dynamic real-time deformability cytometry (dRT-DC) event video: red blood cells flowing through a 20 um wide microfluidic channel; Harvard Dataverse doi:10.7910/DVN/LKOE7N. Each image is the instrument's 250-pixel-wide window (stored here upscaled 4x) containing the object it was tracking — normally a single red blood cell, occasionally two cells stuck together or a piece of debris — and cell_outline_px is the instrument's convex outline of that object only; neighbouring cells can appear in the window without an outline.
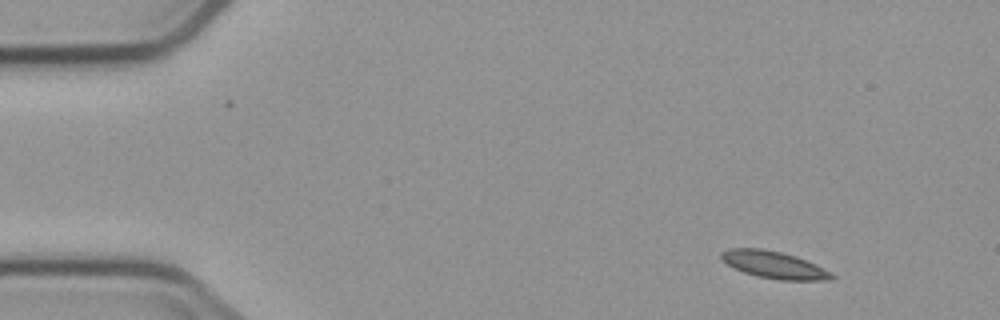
{"species": "common noctule bat (a hibernating species)", "species_latin": "Nyctalus noctula", "temperature_condition": "cold", "stored_images_in_passage": 5, "camera_frame_rate_fps": 3000, "um_per_image_px": 0.085, "animal": {"sex": "male", "body_mass_g": 23.1, "forearm_length_mm": 52.7}, "frame": {"image": 1, "passage_image": 1, "time_ms": 0.0, "image_size_px": [1000, 320], "cell_outline_px": [[836, 280], [780, 280], [756, 276], [744, 272], [720, 260], [720, 252], [728, 248], [764, 248], [796, 256], [816, 264], [832, 272], [836, 276]], "centroid_in_image_um": [65.82, 22.51], "position_along_channel_um": 19.2, "area_um2": 17.69}}
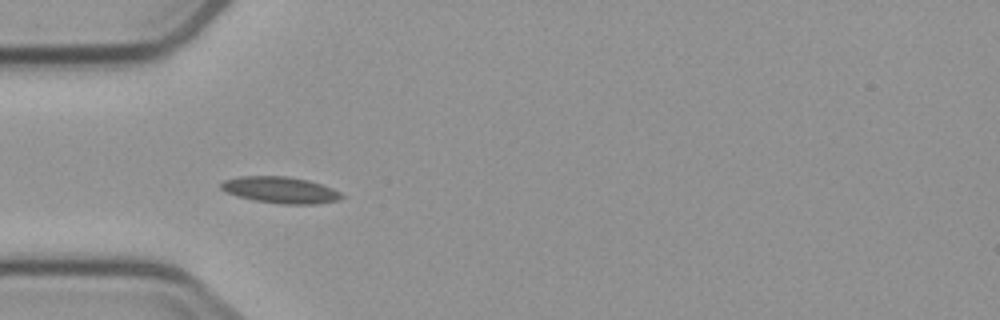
{"frame": {"image": 2, "passage_image": 4, "time_ms": 3.667, "image_size_px": [1000, 320], "cell_outline_px": [[344, 196], [340, 200], [316, 204], [280, 204], [256, 200], [240, 196], [228, 192], [220, 188], [220, 184], [224, 180], [240, 176], [288, 176], [308, 180], [332, 188], [340, 192]], "centroid_in_image_um": [23.87, 16.14], "position_along_channel_um": 61.1, "area_um2": 18.44}}
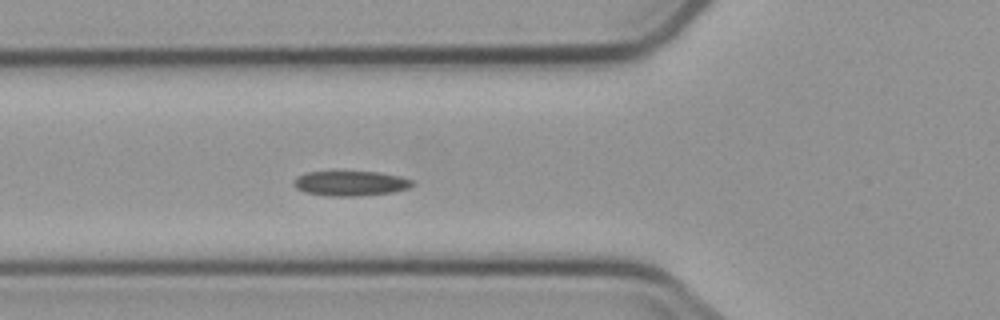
{"frame": {"image": 3, "passage_image": 5, "time_ms": 4.667, "image_size_px": [1000, 320], "cell_outline_px": [[416, 184], [408, 188], [392, 192], [356, 196], [324, 196], [304, 192], [296, 188], [292, 184], [292, 180], [296, 176], [304, 172], [336, 168], [380, 172], [400, 176], [416, 180]], "centroid_in_image_um": [29.73, 15.52], "position_along_channel_um": 96.1, "area_um2": 18.61}}